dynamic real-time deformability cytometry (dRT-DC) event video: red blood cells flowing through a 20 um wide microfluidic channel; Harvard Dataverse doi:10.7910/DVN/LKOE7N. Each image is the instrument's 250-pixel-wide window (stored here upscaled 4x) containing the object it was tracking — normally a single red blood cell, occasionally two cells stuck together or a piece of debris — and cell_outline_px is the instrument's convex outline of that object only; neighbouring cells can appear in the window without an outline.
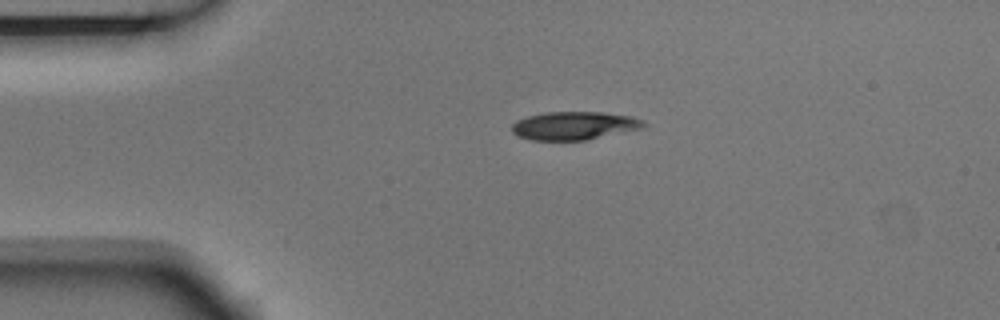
{"species": "Egyptian fruit bat (a non-hibernating species)", "species_latin": "Rousettus aegyptiacus", "temperature_condition": "room temperature", "stored_images_in_passage": 2, "camera_frame_rate_fps": 3000, "um_per_image_px": 0.085, "animal": {"sex": "male"}, "frame": {"image": 1, "passage_image": 1, "time_ms": 0.0, "image_size_px": [1000, 320], "cell_outline_px": [[644, 124], [640, 128], [584, 140], [532, 140], [520, 136], [512, 132], [512, 124], [516, 120], [528, 116], [548, 112], [604, 112], [632, 116], [644, 120]], "centroid_in_image_um": [48.77, 10.67], "position_along_channel_um": 36.2, "area_um2": 21.33}}